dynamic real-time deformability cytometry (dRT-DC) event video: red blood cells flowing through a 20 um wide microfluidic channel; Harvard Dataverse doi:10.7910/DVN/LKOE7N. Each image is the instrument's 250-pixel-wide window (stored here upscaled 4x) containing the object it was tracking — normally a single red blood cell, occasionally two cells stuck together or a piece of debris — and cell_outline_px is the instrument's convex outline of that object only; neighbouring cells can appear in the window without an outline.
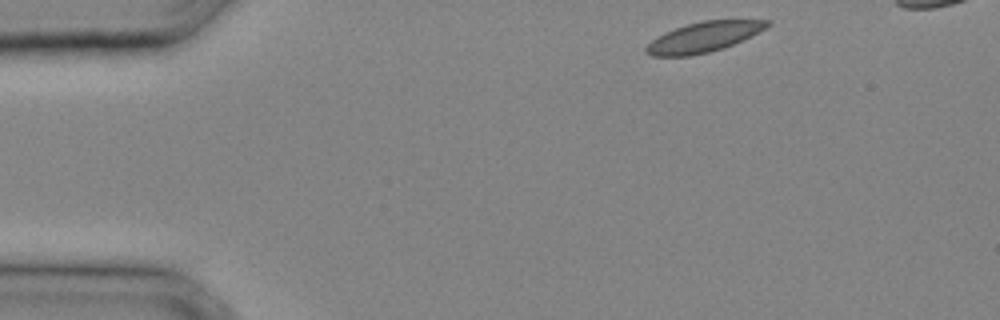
{"species": "common noctule bat (a hibernating species)", "species_latin": "Nyctalus noctula", "temperature_condition": "cold", "stored_images_in_passage": 8, "camera_frame_rate_fps": 3000, "um_per_image_px": 0.085, "animal": {"sex": "male", "body_mass_g": 20.4}, "frame": {"image": 1, "passage_image": 1, "time_ms": 0.0, "image_size_px": [1000, 320], "cell_outline_px": [[772, 24], [724, 48], [708, 52], [688, 56], [652, 56], [644, 52], [644, 48], [656, 36], [664, 32], [688, 24], [704, 20], [772, 20]], "centroid_in_image_um": [59.75, 3.15], "position_along_channel_um": 25.3, "area_um2": 20.92}}